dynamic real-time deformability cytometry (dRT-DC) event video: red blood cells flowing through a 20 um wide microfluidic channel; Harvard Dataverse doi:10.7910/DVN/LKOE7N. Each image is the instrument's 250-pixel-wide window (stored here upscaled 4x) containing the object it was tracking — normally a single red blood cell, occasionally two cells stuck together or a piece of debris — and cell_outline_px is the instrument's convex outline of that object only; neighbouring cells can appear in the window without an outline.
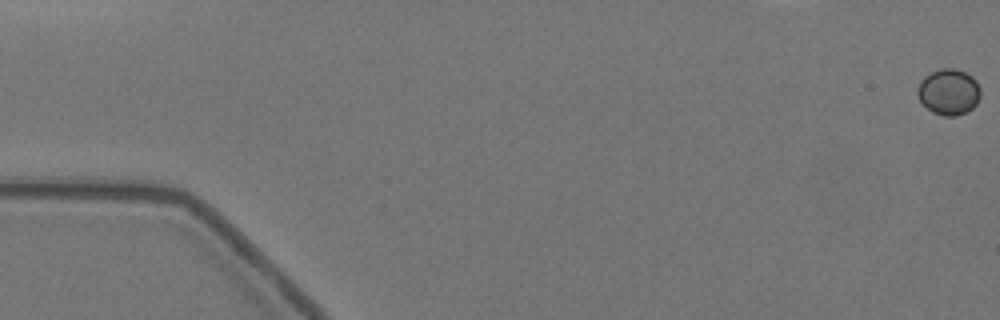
{"species": "Egyptian fruit bat (a non-hibernating species)", "species_latin": "Rousettus aegyptiacus", "temperature_condition": "warm", "stored_images_in_passage": 58, "camera_frame_rate_fps": 3000, "um_per_image_px": 0.085, "animal": {"sex": "female"}, "frame": {"image": 1, "passage_image": 1, "time_ms": 0.0, "image_size_px": [1000, 320], "cell_outline_px": [[980, 96], [976, 104], [972, 108], [956, 116], [944, 116], [932, 112], [920, 100], [916, 92], [924, 76], [932, 72], [944, 68], [952, 68], [964, 72], [972, 76], [976, 80], [980, 88]], "centroid_in_image_um": [80.65, 7.81], "position_along_channel_um": 4.3, "area_um2": 16.65}}
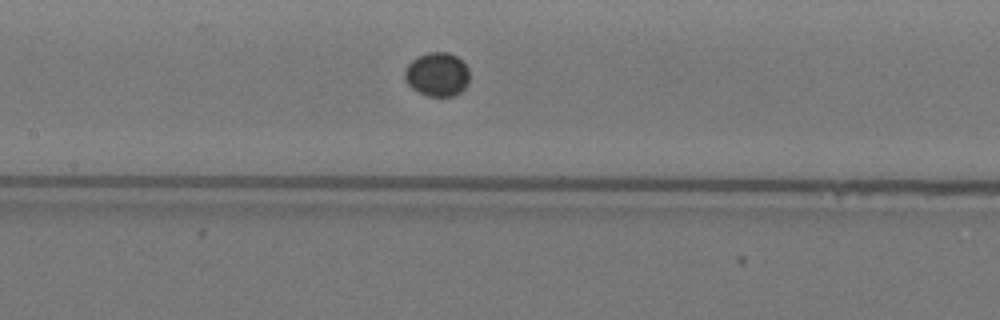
{"frame": {"image": 2, "passage_image": 28, "time_ms": 9.0, "image_size_px": [1000, 320], "cell_outline_px": [[468, 84], [460, 92], [452, 96], [428, 96], [412, 88], [408, 84], [404, 76], [404, 72], [408, 64], [412, 60], [428, 52], [448, 52], [456, 56], [468, 68]], "centroid_in_image_um": [37.16, 6.32], "position_along_channel_um": 170.2, "area_um2": 16.36}}
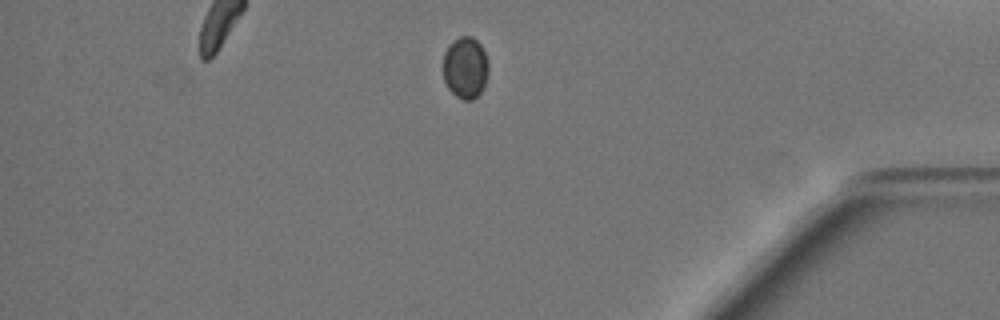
{"frame": {"image": 3, "passage_image": 50, "time_ms": 16.333, "image_size_px": [1000, 320], "cell_outline_px": [[488, 72], [484, 84], [480, 92], [472, 100], [464, 100], [456, 96], [448, 88], [444, 80], [444, 52], [448, 44], [452, 40], [460, 36], [472, 36], [480, 44], [488, 60]], "centroid_in_image_um": [39.54, 5.73], "position_along_channel_um": 395.7, "area_um2": 16.3}}